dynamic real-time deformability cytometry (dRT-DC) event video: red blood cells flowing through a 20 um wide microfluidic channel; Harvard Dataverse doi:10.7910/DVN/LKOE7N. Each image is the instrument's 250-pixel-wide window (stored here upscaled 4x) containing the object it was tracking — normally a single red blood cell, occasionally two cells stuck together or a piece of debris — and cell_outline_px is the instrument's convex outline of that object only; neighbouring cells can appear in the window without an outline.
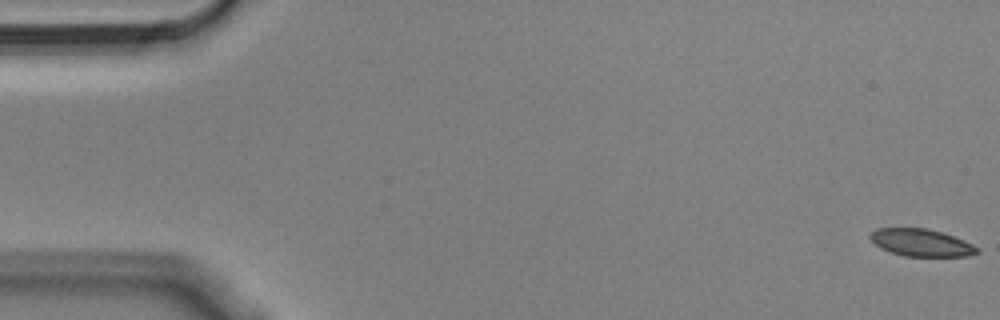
{"species": "Egyptian fruit bat (a non-hibernating species)", "species_latin": "Rousettus aegyptiacus", "temperature_condition": "cold", "stored_images_in_passage": 8, "camera_frame_rate_fps": 3000, "um_per_image_px": 0.085, "animal": {"sex": "male"}, "frame": {"image": 1, "passage_image": 1, "time_ms": 0.0, "image_size_px": [1000, 320], "cell_outline_px": [[980, 252], [968, 256], [904, 256], [880, 248], [868, 236], [876, 228], [928, 228], [964, 240], [980, 248]], "centroid_in_image_um": [78.32, 20.63], "position_along_channel_um": 6.7, "area_um2": 16.94}}